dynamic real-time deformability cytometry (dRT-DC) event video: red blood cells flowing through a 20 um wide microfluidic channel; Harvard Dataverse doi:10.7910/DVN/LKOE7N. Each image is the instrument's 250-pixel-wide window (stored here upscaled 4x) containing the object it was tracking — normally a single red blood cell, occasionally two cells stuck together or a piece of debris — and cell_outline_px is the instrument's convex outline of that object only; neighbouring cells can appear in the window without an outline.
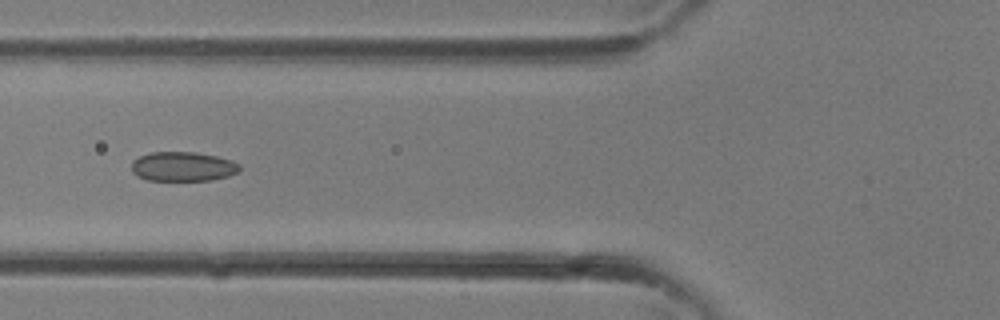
{"species": "common noctule bat (a hibernating species)", "species_latin": "Nyctalus noctula", "temperature_condition": "room temperature", "stored_images_in_passage": 15, "camera_frame_rate_fps": 3000, "um_per_image_px": 0.085, "animal": {"sex": "female"}, "frame": {"image": 1, "passage_image": 11, "time_ms": 3.333, "image_size_px": [1000, 320], "cell_outline_px": [[240, 168], [236, 172], [228, 176], [212, 180], [148, 180], [136, 176], [132, 172], [132, 160], [140, 156], [152, 152], [196, 152], [216, 156], [232, 160], [240, 164]], "centroid_in_image_um": [15.53, 14.15], "position_along_channel_um": 110.3, "area_um2": 18.55}}
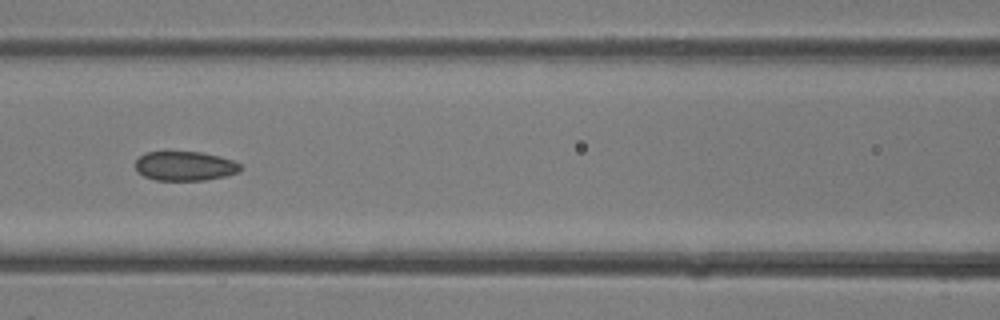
{"frame": {"image": 2, "passage_image": 13, "time_ms": 4.0, "image_size_px": [1000, 320], "cell_outline_px": [[244, 168], [240, 172], [224, 176], [204, 180], [156, 180], [144, 176], [136, 172], [136, 160], [140, 156], [148, 152], [200, 152], [220, 156], [232, 160], [240, 164]], "centroid_in_image_um": [15.74, 14.11], "position_along_channel_um": 150.9, "area_um2": 17.98}}